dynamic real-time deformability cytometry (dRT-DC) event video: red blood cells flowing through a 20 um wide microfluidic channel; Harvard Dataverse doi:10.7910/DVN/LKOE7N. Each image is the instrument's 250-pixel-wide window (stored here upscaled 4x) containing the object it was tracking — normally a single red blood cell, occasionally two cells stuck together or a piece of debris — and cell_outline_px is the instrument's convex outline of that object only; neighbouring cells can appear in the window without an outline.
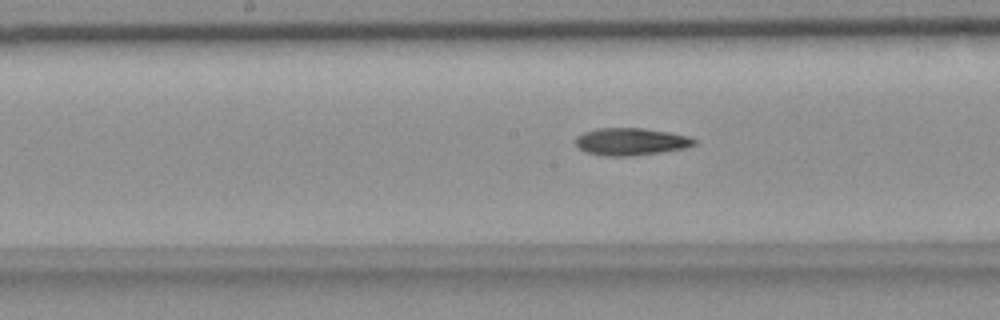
{"species": "common noctule bat (a hibernating species)", "species_latin": "Nyctalus noctula", "temperature_condition": "room temperature", "stored_images_in_passage": 45, "camera_frame_rate_fps": 3000, "um_per_image_px": 0.085, "animal": {"sex": "female", "body_mass_g": 18.4}, "frame": {"image": 1, "passage_image": 28, "time_ms": 9.0, "image_size_px": [1000, 320], "cell_outline_px": [[696, 144], [684, 148], [660, 152], [628, 156], [608, 156], [588, 152], [580, 148], [576, 144], [576, 136], [584, 132], [596, 128], [644, 128], [668, 132], [688, 136], [696, 140]], "centroid_in_image_um": [53.62, 12.02], "position_along_channel_um": 194.6, "area_um2": 18.67}}
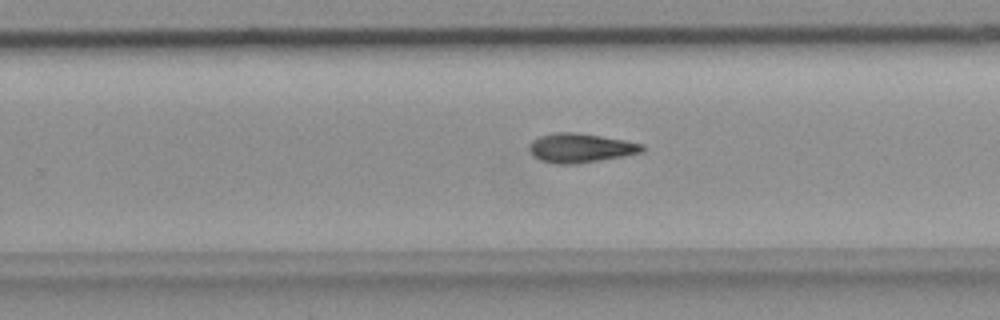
{"frame": {"image": 2, "passage_image": 35, "time_ms": 11.333, "image_size_px": [1000, 320], "cell_outline_px": [[644, 152], [624, 156], [576, 164], [556, 164], [540, 160], [528, 148], [528, 144], [532, 140], [540, 136], [552, 132], [576, 132], [624, 140], [644, 144]], "centroid_in_image_um": [49.35, 12.57], "position_along_channel_um": 280.5, "area_um2": 19.25}}
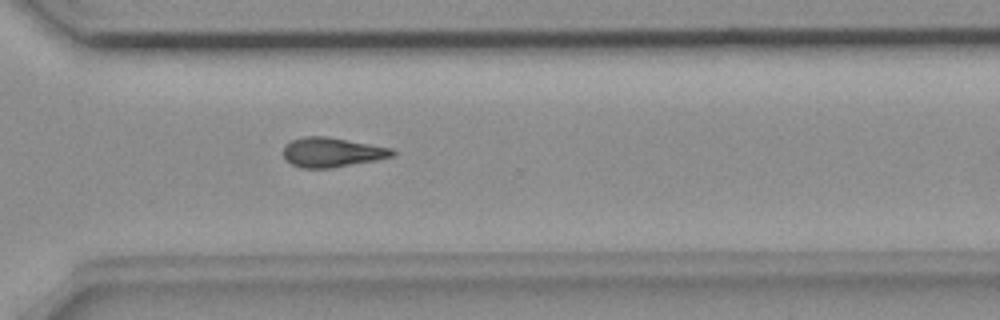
{"frame": {"image": 3, "passage_image": 40, "time_ms": 13.0, "image_size_px": [1000, 320], "cell_outline_px": [[396, 152], [392, 156], [376, 160], [332, 168], [300, 168], [284, 160], [284, 144], [292, 140], [304, 136], [324, 136], [392, 148]], "centroid_in_image_um": [28.18, 12.95], "position_along_channel_um": 342.4, "area_um2": 18.73}}